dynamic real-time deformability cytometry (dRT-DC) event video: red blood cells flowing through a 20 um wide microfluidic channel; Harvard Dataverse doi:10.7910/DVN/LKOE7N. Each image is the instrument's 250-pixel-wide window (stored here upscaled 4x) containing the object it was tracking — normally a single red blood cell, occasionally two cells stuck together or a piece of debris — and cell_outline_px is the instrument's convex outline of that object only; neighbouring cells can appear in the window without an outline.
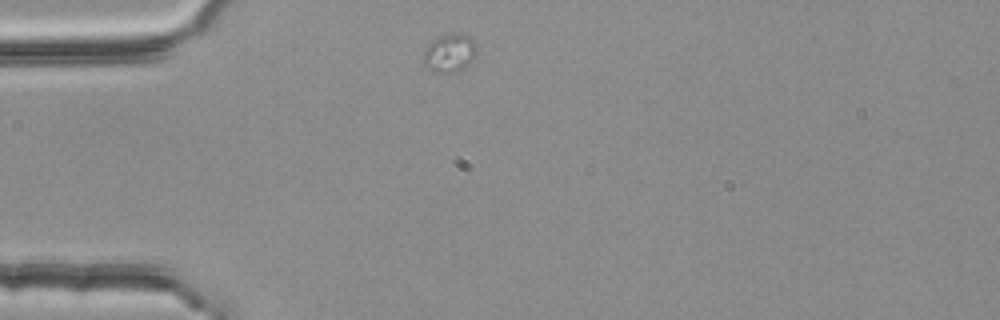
{"species": "common noctule bat (a hibernating species)", "species_latin": "Nyctalus noctula", "temperature_condition": "room temperature", "stored_images_in_passage": 8, "camera_frame_rate_fps": 3000, "um_per_image_px": 0.085, "animal": {"sex": "female", "body_mass_g": 25.1}, "frame": {"image": 1, "passage_image": 1, "time_ms": 0.0, "image_size_px": [1000, 320], "cell_outline_px": [[476, 52], [472, 60], [460, 68], [452, 72], [432, 72], [424, 64], [424, 52], [428, 44], [436, 36], [460, 32], [472, 36], [476, 44]], "centroid_in_image_um": [38.21, 4.45], "position_along_channel_um": 46.8, "area_um2": 11.85}}